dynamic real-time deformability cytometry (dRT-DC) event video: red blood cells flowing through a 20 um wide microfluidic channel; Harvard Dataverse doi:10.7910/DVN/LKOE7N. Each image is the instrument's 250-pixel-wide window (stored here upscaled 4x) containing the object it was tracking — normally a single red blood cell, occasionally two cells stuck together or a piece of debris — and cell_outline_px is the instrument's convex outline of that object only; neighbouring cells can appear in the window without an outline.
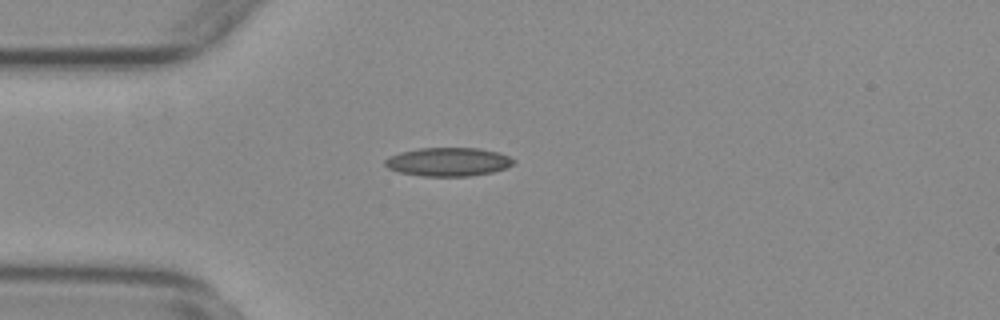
{"species": "common noctule bat (a hibernating species)", "species_latin": "Nyctalus noctula", "temperature_condition": "warm", "stored_images_in_passage": 33, "camera_frame_rate_fps": 3000, "um_per_image_px": 0.085, "animal": {"sex": "female", "body_mass_g": 29.2, "forearm_length_mm": 56.3}, "frame": {"image": 1, "passage_image": 1, "time_ms": 0.0, "image_size_px": [1000, 320], "cell_outline_px": [[516, 160], [512, 164], [504, 168], [492, 172], [468, 176], [420, 176], [400, 172], [388, 168], [384, 164], [384, 160], [388, 156], [400, 152], [420, 148], [480, 148], [500, 152]], "centroid_in_image_um": [38.08, 13.75], "position_along_channel_um": 46.9, "area_um2": 21.44}}
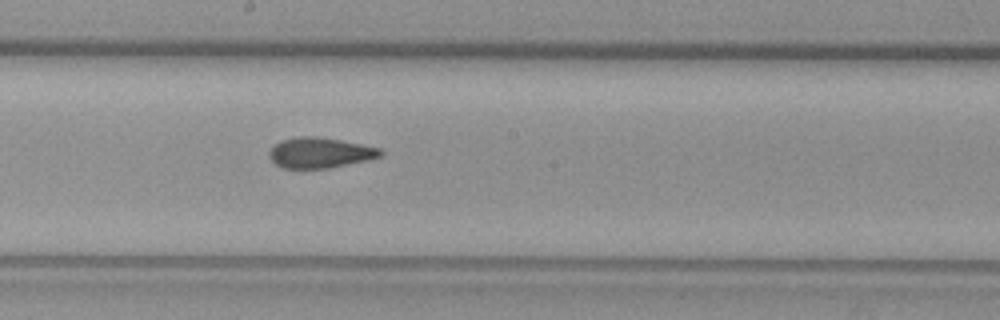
{"frame": {"image": 2, "passage_image": 16, "time_ms": 5.0, "image_size_px": [1000, 320], "cell_outline_px": [[384, 152], [380, 156], [368, 160], [328, 168], [280, 168], [268, 156], [268, 152], [280, 140], [296, 136], [316, 136], [340, 140], [380, 148]], "centroid_in_image_um": [27.17, 12.98], "position_along_channel_um": 221.0, "area_um2": 19.71}}
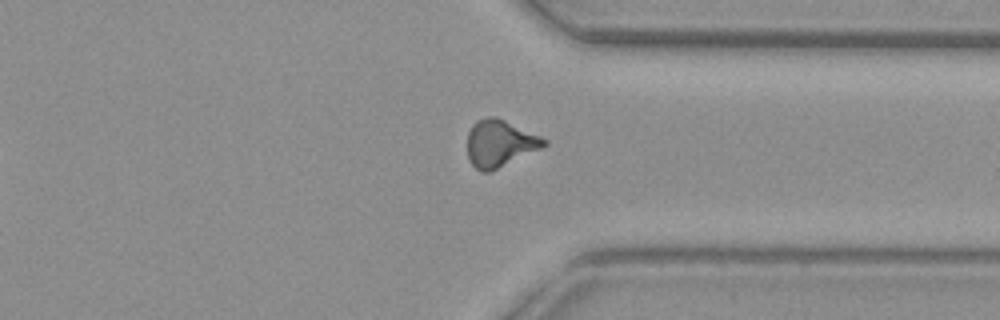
{"frame": {"image": 3, "passage_image": 28, "time_ms": 9.0, "image_size_px": [1000, 320], "cell_outline_px": [[548, 144], [540, 148], [488, 172], [480, 172], [468, 160], [468, 132], [472, 124], [476, 120], [488, 116], [492, 116], [504, 120], [540, 136], [548, 140]], "centroid_in_image_um": [42.44, 12.17], "position_along_channel_um": 369.0, "area_um2": 20.58}, "authors_computed_cell_mechanics": {"area_um2": 20.1144, "velocity_mm_per_s": 3.7535, "shape_relaxation_time_tau1_ms": null, "shape_relaxation_time_tau2_ms": 1.6434, "deformation_change_tau1": null, "deformation_change_tau2": 0.0837}}